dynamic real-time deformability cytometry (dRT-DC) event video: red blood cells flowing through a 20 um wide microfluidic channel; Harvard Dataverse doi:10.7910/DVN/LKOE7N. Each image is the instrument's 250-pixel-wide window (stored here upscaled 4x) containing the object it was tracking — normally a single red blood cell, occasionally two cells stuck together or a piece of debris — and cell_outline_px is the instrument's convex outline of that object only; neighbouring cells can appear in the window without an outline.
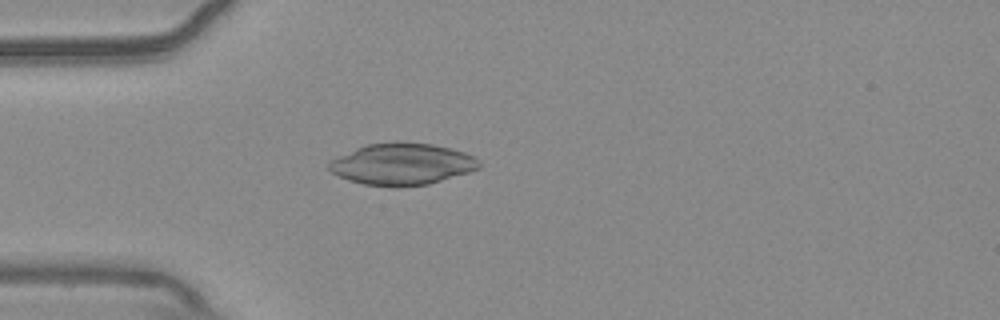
{"species": "common noctule bat (a hibernating species)", "species_latin": "Nyctalus noctula", "temperature_condition": "warm", "stored_images_in_passage": 42, "camera_frame_rate_fps": 3000, "um_per_image_px": 0.085, "animal": {"sex": "male", "body_mass_g": 20.4}, "frame": {"image": 1, "passage_image": 3, "time_ms": 0.667, "image_size_px": [1000, 320], "cell_outline_px": [[480, 168], [468, 172], [428, 184], [400, 188], [392, 188], [364, 184], [348, 180], [332, 172], [328, 168], [328, 160], [356, 148], [368, 144], [396, 140], [432, 144], [464, 152], [480, 160]], "centroid_in_image_um": [34.14, 13.95], "position_along_channel_um": 50.9, "area_um2": 36.88}}
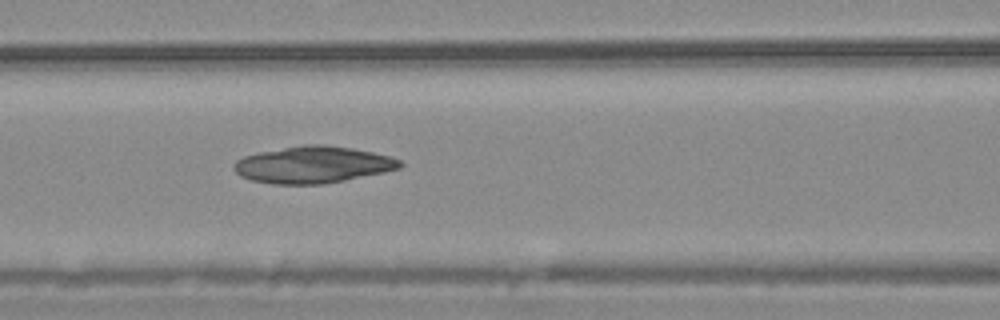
{"frame": {"image": 2, "passage_image": 11, "time_ms": 3.333, "image_size_px": [1000, 320], "cell_outline_px": [[404, 164], [400, 168], [384, 172], [324, 184], [272, 184], [252, 180], [240, 176], [236, 172], [232, 164], [236, 160], [244, 156], [260, 152], [304, 144], [324, 144], [352, 148], [372, 152], [388, 156], [400, 160]], "centroid_in_image_um": [26.59, 14.0], "position_along_channel_um": 140.0, "area_um2": 35.49}}
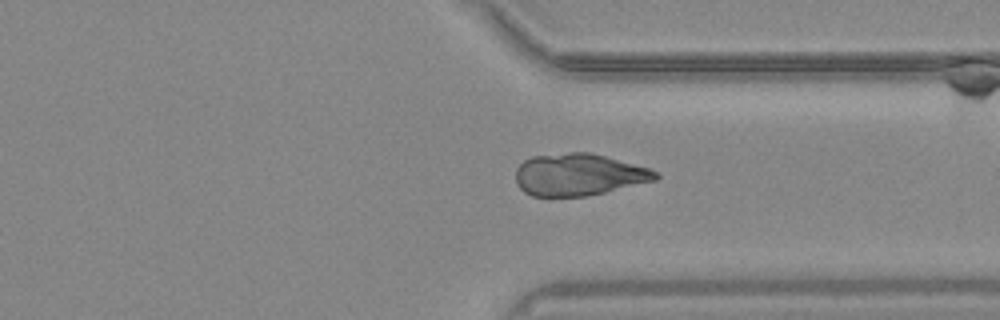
{"frame": {"image": 3, "passage_image": 29, "time_ms": 9.333, "image_size_px": [1000, 320], "cell_outline_px": [[660, 176], [656, 180], [604, 192], [584, 196], [532, 196], [524, 192], [516, 184], [516, 168], [524, 160], [532, 156], [568, 152], [592, 152], [648, 168], [660, 172]], "centroid_in_image_um": [49.18, 14.83], "position_along_channel_um": 362.2, "area_um2": 34.28}}